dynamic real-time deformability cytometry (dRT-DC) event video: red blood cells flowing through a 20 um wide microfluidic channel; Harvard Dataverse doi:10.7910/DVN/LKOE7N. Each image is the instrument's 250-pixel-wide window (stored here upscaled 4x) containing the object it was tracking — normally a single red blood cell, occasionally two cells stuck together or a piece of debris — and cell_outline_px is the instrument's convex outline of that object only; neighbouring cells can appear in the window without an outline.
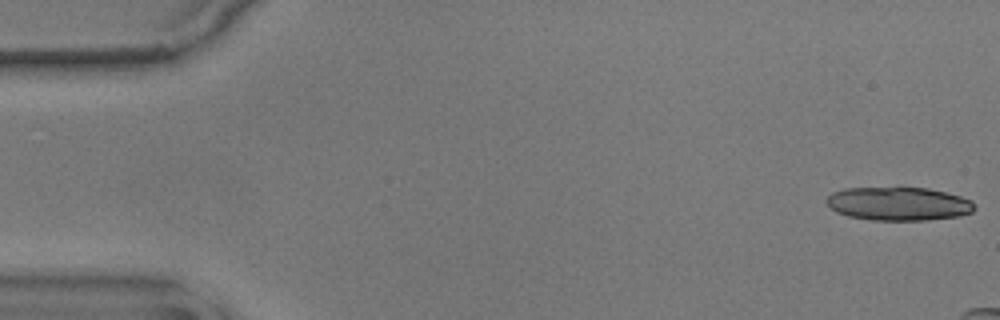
{"species": "common noctule bat (a hibernating species)", "species_latin": "Nyctalus noctula", "temperature_condition": "warm", "stored_images_in_passage": 9, "camera_frame_rate_fps": 3000, "um_per_image_px": 0.085, "animal": {"sex": "male", "body_mass_g": 17.9}, "frame": {"image": 1, "passage_image": 1, "time_ms": 0.0, "image_size_px": [1000, 320], "cell_outline_px": [[976, 208], [972, 212], [960, 216], [924, 220], [872, 220], [848, 216], [836, 212], [824, 200], [832, 192], [844, 188], [928, 188], [960, 196], [972, 200]], "centroid_in_image_um": [76.38, 17.32], "position_along_channel_um": 8.6, "area_um2": 28.84}}